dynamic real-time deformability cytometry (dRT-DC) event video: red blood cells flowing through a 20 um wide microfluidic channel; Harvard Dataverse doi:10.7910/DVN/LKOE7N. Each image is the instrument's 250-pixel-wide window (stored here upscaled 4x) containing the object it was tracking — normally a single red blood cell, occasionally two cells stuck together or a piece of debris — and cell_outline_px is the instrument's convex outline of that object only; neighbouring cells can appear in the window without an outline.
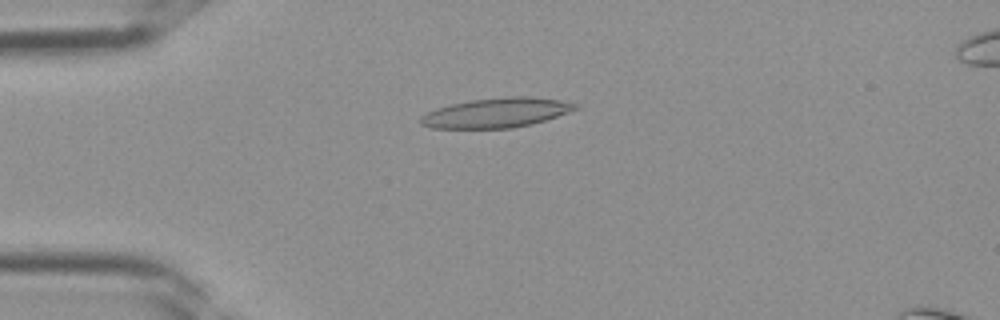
{"species": "Egyptian fruit bat (a non-hibernating species)", "species_latin": "Rousettus aegyptiacus", "temperature_condition": "room temperature", "stored_images_in_passage": 37, "camera_frame_rate_fps": 3000, "um_per_image_px": 0.085, "frame": {"image": 1, "passage_image": 9, "time_ms": 2.667, "image_size_px": [1000, 320], "cell_outline_px": [[580, 108], [532, 124], [512, 128], [432, 128], [420, 124], [420, 116], [436, 108], [452, 104], [472, 100], [508, 96], [528, 96], [560, 100], [580, 104]], "centroid_in_image_um": [42.21, 9.58], "position_along_channel_um": 42.8, "area_um2": 26.65}}
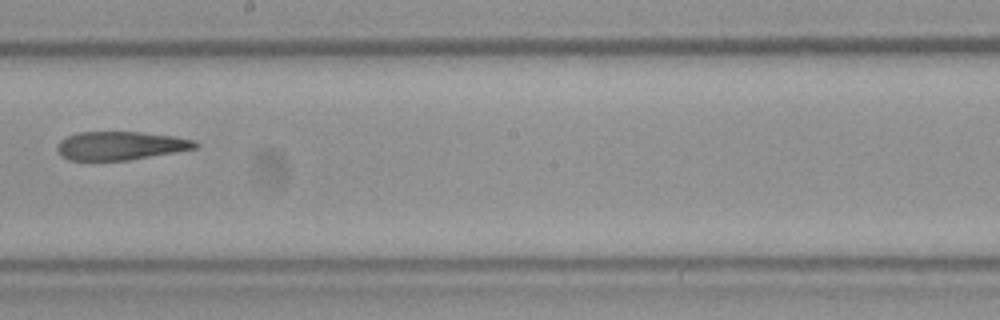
{"frame": {"image": 2, "passage_image": 21, "time_ms": 6.667, "image_size_px": [1000, 320], "cell_outline_px": [[200, 144], [196, 148], [128, 160], [68, 160], [60, 156], [56, 148], [60, 140], [68, 136], [80, 132], [140, 132], [172, 136], [196, 140]], "centroid_in_image_um": [10.22, 12.38], "position_along_channel_um": 238.0, "area_um2": 22.77}}
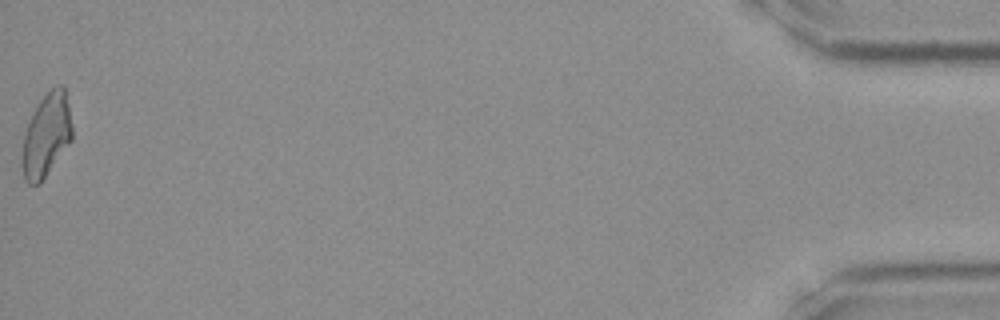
{"frame": {"image": 3, "passage_image": 37, "time_ms": 12.0, "image_size_px": [1000, 320], "cell_outline_px": [[72, 140], [40, 184], [28, 184], [24, 180], [20, 164], [20, 160], [24, 136], [28, 124], [36, 104], [56, 84], [60, 84], [64, 88], [68, 104], [72, 128]], "centroid_in_image_um": [3.92, 11.54], "position_along_channel_um": 431.3, "area_um2": 24.39}}